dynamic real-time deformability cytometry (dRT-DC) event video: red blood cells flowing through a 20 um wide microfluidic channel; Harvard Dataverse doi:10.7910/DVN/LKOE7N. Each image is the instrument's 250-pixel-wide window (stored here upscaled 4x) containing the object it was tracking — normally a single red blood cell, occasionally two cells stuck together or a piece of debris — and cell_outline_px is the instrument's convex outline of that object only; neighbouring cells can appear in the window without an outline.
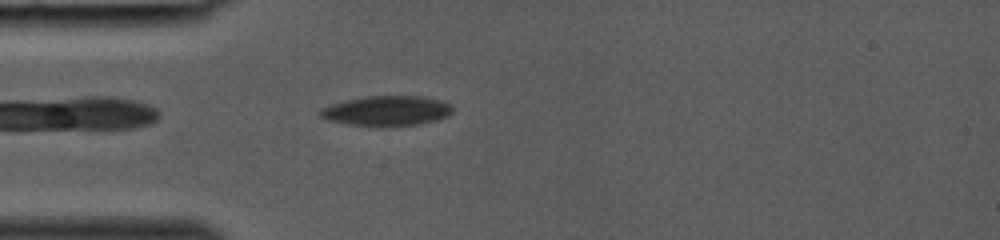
{"species": "common noctule bat (a hibernating species)", "species_latin": "Nyctalus noctula", "temperature_condition": "room temperature", "stored_images_in_passage": 32, "camera_frame_rate_fps": 3000, "um_per_image_px": 0.085, "animal": {"sex": "female", "body_mass_g": 19.0, "forearm_length_mm": 53.3}, "frame": {"image": 1, "passage_image": 3, "time_ms": 0.667, "image_size_px": [1000, 240], "cell_outline_px": [[452, 112], [448, 116], [436, 120], [420, 124], [388, 128], [348, 124], [328, 120], [320, 116], [316, 112], [320, 108], [332, 104], [364, 96], [424, 96], [440, 100], [452, 104]], "centroid_in_image_um": [32.88, 9.44], "position_along_channel_um": 52.1, "area_um2": 23.64}}
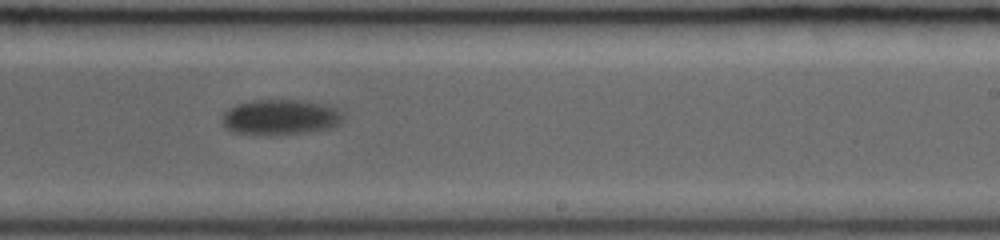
{"frame": {"image": 2, "passage_image": 17, "time_ms": 5.333, "image_size_px": [1000, 240], "cell_outline_px": [[344, 116], [340, 124], [332, 128], [304, 132], [268, 136], [232, 132], [224, 128], [220, 124], [220, 120], [224, 112], [228, 108], [236, 104], [256, 100], [300, 100], [324, 104], [336, 108]], "centroid_in_image_um": [23.77, 9.98], "position_along_channel_um": 265.2, "area_um2": 25.37}}
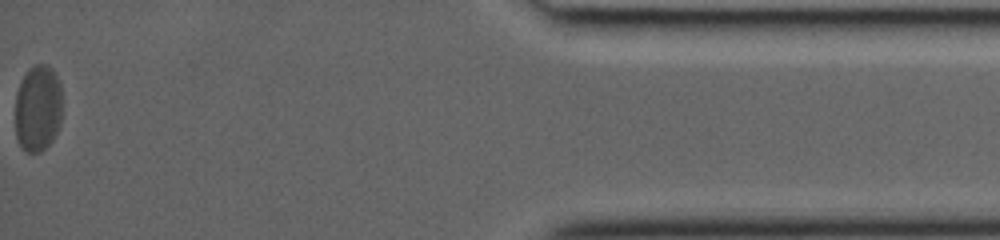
{"frame": {"image": 3, "passage_image": 32, "time_ms": 10.333, "image_size_px": [1000, 240], "cell_outline_px": [[60, 124], [52, 140], [40, 152], [28, 152], [20, 144], [16, 136], [16, 92], [28, 68], [36, 64], [48, 64], [52, 68], [60, 84]], "centroid_in_image_um": [3.21, 9.18], "position_along_channel_um": 432.0, "area_um2": 23.47}}